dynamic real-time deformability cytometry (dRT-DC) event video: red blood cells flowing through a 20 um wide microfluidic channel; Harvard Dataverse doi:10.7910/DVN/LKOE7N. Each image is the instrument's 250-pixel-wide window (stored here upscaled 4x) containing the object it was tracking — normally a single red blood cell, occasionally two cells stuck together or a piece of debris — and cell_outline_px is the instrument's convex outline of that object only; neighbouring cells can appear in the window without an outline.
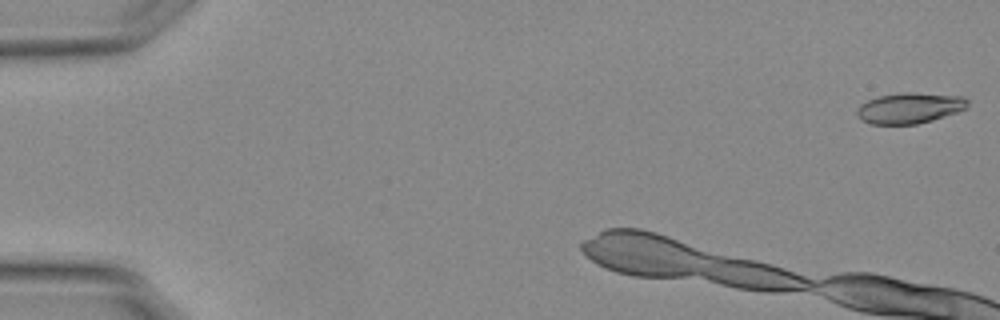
{"species": "Egyptian fruit bat (a non-hibernating species)", "species_latin": "Rousettus aegyptiacus", "temperature_condition": "warm", "stored_images_in_passage": 6, "camera_frame_rate_fps": 3000, "um_per_image_px": 0.085, "animal": {"sex": "female"}, "frame": {"image": 1, "passage_image": 1, "time_ms": 0.0, "image_size_px": [1000, 320], "cell_outline_px": [[968, 108], [932, 120], [916, 124], [872, 124], [860, 120], [856, 112], [856, 108], [860, 104], [868, 100], [880, 96], [904, 92], [912, 92], [964, 96], [968, 100]], "centroid_in_image_um": [77.32, 9.18], "position_along_channel_um": 7.7, "area_um2": 19.88}}